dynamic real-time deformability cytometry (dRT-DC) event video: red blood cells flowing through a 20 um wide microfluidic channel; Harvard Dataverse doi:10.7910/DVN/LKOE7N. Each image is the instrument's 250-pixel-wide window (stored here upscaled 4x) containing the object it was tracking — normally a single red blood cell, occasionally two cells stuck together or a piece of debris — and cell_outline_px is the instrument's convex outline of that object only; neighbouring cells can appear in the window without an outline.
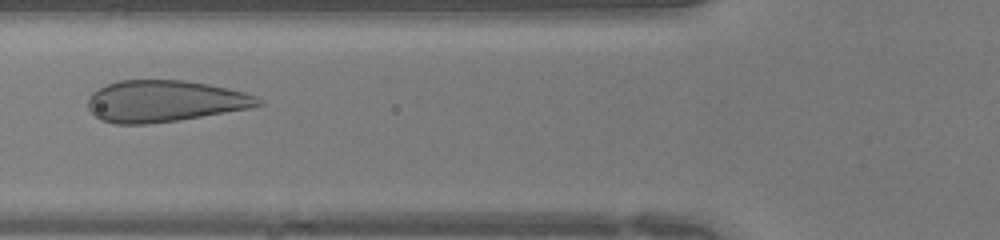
{"species": "human", "species_latin": "Homo sapiens", "temperature_condition": "warm", "stored_images_in_passage": 34, "camera_frame_rate_fps": 3000, "um_per_image_px": 0.085, "donor": {"sex": "female"}, "frame": {"image": 1, "passage_image": 11, "time_ms": 3.333, "image_size_px": [1000, 240], "cell_outline_px": [[264, 104], [248, 108], [180, 120], [148, 124], [116, 124], [100, 120], [88, 108], [88, 100], [92, 92], [108, 84], [120, 80], [184, 80], [208, 84], [228, 88], [244, 92], [256, 96], [264, 100]], "centroid_in_image_um": [14.0, 8.6], "position_along_channel_um": 111.8, "area_um2": 41.21}}
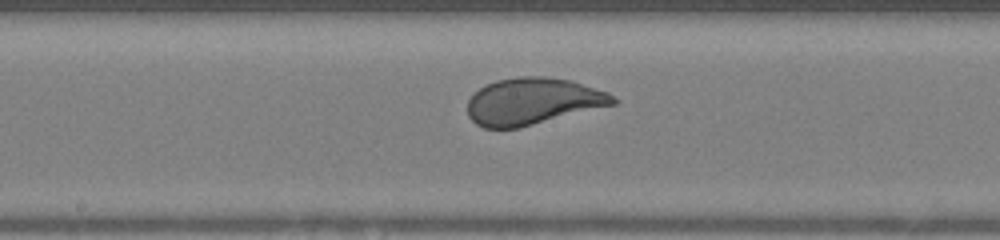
{"frame": {"image": 2, "passage_image": 17, "time_ms": 5.333, "image_size_px": [1000, 240], "cell_outline_px": [[616, 104], [520, 128], [484, 128], [476, 124], [468, 116], [468, 100], [480, 88], [496, 80], [516, 76], [544, 76], [572, 80], [608, 92], [616, 100]], "centroid_in_image_um": [45.29, 8.61], "position_along_channel_um": 202.9, "area_um2": 39.77}}
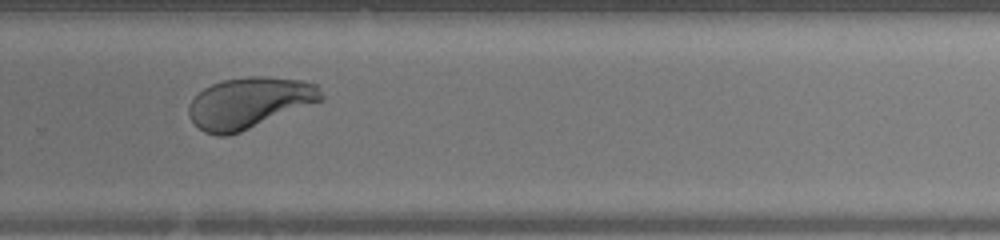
{"frame": {"image": 3, "passage_image": 24, "time_ms": 7.667, "image_size_px": [1000, 240], "cell_outline_px": [[324, 100], [240, 132], [228, 136], [216, 136], [204, 132], [192, 120], [188, 112], [188, 108], [192, 100], [204, 88], [212, 84], [224, 80], [248, 76], [268, 76], [300, 80], [316, 84], [324, 96]], "centroid_in_image_um": [21.21, 8.74], "position_along_channel_um": 308.6, "area_um2": 39.25}}